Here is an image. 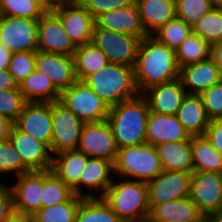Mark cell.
<instances>
[{"instance_id": "ab89813d", "label": "cell", "mask_w": 222, "mask_h": 222, "mask_svg": "<svg viewBox=\"0 0 222 222\" xmlns=\"http://www.w3.org/2000/svg\"><path fill=\"white\" fill-rule=\"evenodd\" d=\"M176 17L191 26L214 7L209 0H175Z\"/></svg>"}, {"instance_id": "4316f807", "label": "cell", "mask_w": 222, "mask_h": 222, "mask_svg": "<svg viewBox=\"0 0 222 222\" xmlns=\"http://www.w3.org/2000/svg\"><path fill=\"white\" fill-rule=\"evenodd\" d=\"M155 147L163 170L193 172L192 137L179 142L162 143Z\"/></svg>"}, {"instance_id": "6f0895ef", "label": "cell", "mask_w": 222, "mask_h": 222, "mask_svg": "<svg viewBox=\"0 0 222 222\" xmlns=\"http://www.w3.org/2000/svg\"><path fill=\"white\" fill-rule=\"evenodd\" d=\"M145 222H166V221H157V220L150 219L149 217H147V218L145 219Z\"/></svg>"}, {"instance_id": "7402d4cb", "label": "cell", "mask_w": 222, "mask_h": 222, "mask_svg": "<svg viewBox=\"0 0 222 222\" xmlns=\"http://www.w3.org/2000/svg\"><path fill=\"white\" fill-rule=\"evenodd\" d=\"M186 94L179 78L151 86L142 93L150 111L167 115L176 114Z\"/></svg>"}, {"instance_id": "816d5d0a", "label": "cell", "mask_w": 222, "mask_h": 222, "mask_svg": "<svg viewBox=\"0 0 222 222\" xmlns=\"http://www.w3.org/2000/svg\"><path fill=\"white\" fill-rule=\"evenodd\" d=\"M12 53L0 43V70L8 69Z\"/></svg>"}, {"instance_id": "7dc6e473", "label": "cell", "mask_w": 222, "mask_h": 222, "mask_svg": "<svg viewBox=\"0 0 222 222\" xmlns=\"http://www.w3.org/2000/svg\"><path fill=\"white\" fill-rule=\"evenodd\" d=\"M18 87V84L9 73L8 69L0 70V91L15 89Z\"/></svg>"}, {"instance_id": "9a60e30c", "label": "cell", "mask_w": 222, "mask_h": 222, "mask_svg": "<svg viewBox=\"0 0 222 222\" xmlns=\"http://www.w3.org/2000/svg\"><path fill=\"white\" fill-rule=\"evenodd\" d=\"M13 124L34 139L44 142L51 151L53 131L52 102H28Z\"/></svg>"}, {"instance_id": "ffe728a7", "label": "cell", "mask_w": 222, "mask_h": 222, "mask_svg": "<svg viewBox=\"0 0 222 222\" xmlns=\"http://www.w3.org/2000/svg\"><path fill=\"white\" fill-rule=\"evenodd\" d=\"M179 79L186 93L195 95H200L222 80L220 69L211 58L183 66Z\"/></svg>"}, {"instance_id": "f907efd6", "label": "cell", "mask_w": 222, "mask_h": 222, "mask_svg": "<svg viewBox=\"0 0 222 222\" xmlns=\"http://www.w3.org/2000/svg\"><path fill=\"white\" fill-rule=\"evenodd\" d=\"M5 222H34V217L32 214L19 212L13 209Z\"/></svg>"}, {"instance_id": "680465c9", "label": "cell", "mask_w": 222, "mask_h": 222, "mask_svg": "<svg viewBox=\"0 0 222 222\" xmlns=\"http://www.w3.org/2000/svg\"><path fill=\"white\" fill-rule=\"evenodd\" d=\"M123 222H145V220H138V221H123Z\"/></svg>"}, {"instance_id": "83f0119b", "label": "cell", "mask_w": 222, "mask_h": 222, "mask_svg": "<svg viewBox=\"0 0 222 222\" xmlns=\"http://www.w3.org/2000/svg\"><path fill=\"white\" fill-rule=\"evenodd\" d=\"M88 156L79 150H68L53 155V173L71 189L79 182L86 167Z\"/></svg>"}, {"instance_id": "d6986e66", "label": "cell", "mask_w": 222, "mask_h": 222, "mask_svg": "<svg viewBox=\"0 0 222 222\" xmlns=\"http://www.w3.org/2000/svg\"><path fill=\"white\" fill-rule=\"evenodd\" d=\"M52 11L60 18L65 31L76 46L92 42L95 19L83 5L55 6Z\"/></svg>"}, {"instance_id": "f1b7e54d", "label": "cell", "mask_w": 222, "mask_h": 222, "mask_svg": "<svg viewBox=\"0 0 222 222\" xmlns=\"http://www.w3.org/2000/svg\"><path fill=\"white\" fill-rule=\"evenodd\" d=\"M18 86L27 102L51 103L60 98V92L50 78L36 69Z\"/></svg>"}, {"instance_id": "f35d334b", "label": "cell", "mask_w": 222, "mask_h": 222, "mask_svg": "<svg viewBox=\"0 0 222 222\" xmlns=\"http://www.w3.org/2000/svg\"><path fill=\"white\" fill-rule=\"evenodd\" d=\"M29 171L12 142L9 139L0 141V179L4 175L15 178Z\"/></svg>"}, {"instance_id": "b9f144b4", "label": "cell", "mask_w": 222, "mask_h": 222, "mask_svg": "<svg viewBox=\"0 0 222 222\" xmlns=\"http://www.w3.org/2000/svg\"><path fill=\"white\" fill-rule=\"evenodd\" d=\"M28 102L20 92L19 86L15 89L0 91V115L14 122Z\"/></svg>"}, {"instance_id": "f6af8a7d", "label": "cell", "mask_w": 222, "mask_h": 222, "mask_svg": "<svg viewBox=\"0 0 222 222\" xmlns=\"http://www.w3.org/2000/svg\"><path fill=\"white\" fill-rule=\"evenodd\" d=\"M0 179V222H5L13 211V195L11 186Z\"/></svg>"}, {"instance_id": "11a10c76", "label": "cell", "mask_w": 222, "mask_h": 222, "mask_svg": "<svg viewBox=\"0 0 222 222\" xmlns=\"http://www.w3.org/2000/svg\"><path fill=\"white\" fill-rule=\"evenodd\" d=\"M41 3L47 10H52L55 7V0H37Z\"/></svg>"}, {"instance_id": "8d00e7d4", "label": "cell", "mask_w": 222, "mask_h": 222, "mask_svg": "<svg viewBox=\"0 0 222 222\" xmlns=\"http://www.w3.org/2000/svg\"><path fill=\"white\" fill-rule=\"evenodd\" d=\"M47 9L37 0H0V15L39 20Z\"/></svg>"}, {"instance_id": "60d3db41", "label": "cell", "mask_w": 222, "mask_h": 222, "mask_svg": "<svg viewBox=\"0 0 222 222\" xmlns=\"http://www.w3.org/2000/svg\"><path fill=\"white\" fill-rule=\"evenodd\" d=\"M35 59L36 51L12 53L8 71L18 85L34 71Z\"/></svg>"}, {"instance_id": "52a82bcc", "label": "cell", "mask_w": 222, "mask_h": 222, "mask_svg": "<svg viewBox=\"0 0 222 222\" xmlns=\"http://www.w3.org/2000/svg\"><path fill=\"white\" fill-rule=\"evenodd\" d=\"M140 41L136 36L99 28L96 24L92 35V42L103 51L109 63L130 67H134Z\"/></svg>"}, {"instance_id": "681fc988", "label": "cell", "mask_w": 222, "mask_h": 222, "mask_svg": "<svg viewBox=\"0 0 222 222\" xmlns=\"http://www.w3.org/2000/svg\"><path fill=\"white\" fill-rule=\"evenodd\" d=\"M210 58L219 67L222 78V42L211 45Z\"/></svg>"}, {"instance_id": "c3c4849f", "label": "cell", "mask_w": 222, "mask_h": 222, "mask_svg": "<svg viewBox=\"0 0 222 222\" xmlns=\"http://www.w3.org/2000/svg\"><path fill=\"white\" fill-rule=\"evenodd\" d=\"M12 126L13 122L9 118L0 115V141L9 139Z\"/></svg>"}, {"instance_id": "ba28073f", "label": "cell", "mask_w": 222, "mask_h": 222, "mask_svg": "<svg viewBox=\"0 0 222 222\" xmlns=\"http://www.w3.org/2000/svg\"><path fill=\"white\" fill-rule=\"evenodd\" d=\"M53 131L51 154L76 150L84 122L59 100L52 102Z\"/></svg>"}, {"instance_id": "6da1fadb", "label": "cell", "mask_w": 222, "mask_h": 222, "mask_svg": "<svg viewBox=\"0 0 222 222\" xmlns=\"http://www.w3.org/2000/svg\"><path fill=\"white\" fill-rule=\"evenodd\" d=\"M133 68L140 94L151 86L178 79L180 72L175 50L152 35L141 39Z\"/></svg>"}, {"instance_id": "277c9868", "label": "cell", "mask_w": 222, "mask_h": 222, "mask_svg": "<svg viewBox=\"0 0 222 222\" xmlns=\"http://www.w3.org/2000/svg\"><path fill=\"white\" fill-rule=\"evenodd\" d=\"M109 107L137 97L134 68L109 63L83 80Z\"/></svg>"}, {"instance_id": "e0dca14e", "label": "cell", "mask_w": 222, "mask_h": 222, "mask_svg": "<svg viewBox=\"0 0 222 222\" xmlns=\"http://www.w3.org/2000/svg\"><path fill=\"white\" fill-rule=\"evenodd\" d=\"M9 140L30 171L50 170L52 168L53 156L50 148L44 142L22 132L14 124L10 131Z\"/></svg>"}, {"instance_id": "db71d44e", "label": "cell", "mask_w": 222, "mask_h": 222, "mask_svg": "<svg viewBox=\"0 0 222 222\" xmlns=\"http://www.w3.org/2000/svg\"><path fill=\"white\" fill-rule=\"evenodd\" d=\"M206 222H222V209L211 214Z\"/></svg>"}, {"instance_id": "4fadbf2b", "label": "cell", "mask_w": 222, "mask_h": 222, "mask_svg": "<svg viewBox=\"0 0 222 222\" xmlns=\"http://www.w3.org/2000/svg\"><path fill=\"white\" fill-rule=\"evenodd\" d=\"M192 172L163 170L147 184L149 209L154 205L190 195Z\"/></svg>"}, {"instance_id": "9c48e42d", "label": "cell", "mask_w": 222, "mask_h": 222, "mask_svg": "<svg viewBox=\"0 0 222 222\" xmlns=\"http://www.w3.org/2000/svg\"><path fill=\"white\" fill-rule=\"evenodd\" d=\"M189 197L206 219L222 209V173L193 171Z\"/></svg>"}, {"instance_id": "f5cc1de1", "label": "cell", "mask_w": 222, "mask_h": 222, "mask_svg": "<svg viewBox=\"0 0 222 222\" xmlns=\"http://www.w3.org/2000/svg\"><path fill=\"white\" fill-rule=\"evenodd\" d=\"M85 0H55V6L61 5H82Z\"/></svg>"}, {"instance_id": "44dd1931", "label": "cell", "mask_w": 222, "mask_h": 222, "mask_svg": "<svg viewBox=\"0 0 222 222\" xmlns=\"http://www.w3.org/2000/svg\"><path fill=\"white\" fill-rule=\"evenodd\" d=\"M95 24L99 28L129 34L139 39L148 36L135 1L128 6L103 13L95 20Z\"/></svg>"}, {"instance_id": "d6a6232c", "label": "cell", "mask_w": 222, "mask_h": 222, "mask_svg": "<svg viewBox=\"0 0 222 222\" xmlns=\"http://www.w3.org/2000/svg\"><path fill=\"white\" fill-rule=\"evenodd\" d=\"M179 68L210 58L211 45L200 36L191 33L179 47L175 49Z\"/></svg>"}, {"instance_id": "4dcf8cb0", "label": "cell", "mask_w": 222, "mask_h": 222, "mask_svg": "<svg viewBox=\"0 0 222 222\" xmlns=\"http://www.w3.org/2000/svg\"><path fill=\"white\" fill-rule=\"evenodd\" d=\"M193 171L222 173V155L204 136H192Z\"/></svg>"}, {"instance_id": "7bdbcfd3", "label": "cell", "mask_w": 222, "mask_h": 222, "mask_svg": "<svg viewBox=\"0 0 222 222\" xmlns=\"http://www.w3.org/2000/svg\"><path fill=\"white\" fill-rule=\"evenodd\" d=\"M207 117L222 118V80L200 94Z\"/></svg>"}, {"instance_id": "1f68e13d", "label": "cell", "mask_w": 222, "mask_h": 222, "mask_svg": "<svg viewBox=\"0 0 222 222\" xmlns=\"http://www.w3.org/2000/svg\"><path fill=\"white\" fill-rule=\"evenodd\" d=\"M75 222H123L102 197L82 198Z\"/></svg>"}, {"instance_id": "8992f818", "label": "cell", "mask_w": 222, "mask_h": 222, "mask_svg": "<svg viewBox=\"0 0 222 222\" xmlns=\"http://www.w3.org/2000/svg\"><path fill=\"white\" fill-rule=\"evenodd\" d=\"M59 101L84 123L105 121L110 111V107L79 80L60 93Z\"/></svg>"}, {"instance_id": "2e32d148", "label": "cell", "mask_w": 222, "mask_h": 222, "mask_svg": "<svg viewBox=\"0 0 222 222\" xmlns=\"http://www.w3.org/2000/svg\"><path fill=\"white\" fill-rule=\"evenodd\" d=\"M15 179V182H9L13 195V209L34 215L41 208L43 170L29 171Z\"/></svg>"}, {"instance_id": "30bf717a", "label": "cell", "mask_w": 222, "mask_h": 222, "mask_svg": "<svg viewBox=\"0 0 222 222\" xmlns=\"http://www.w3.org/2000/svg\"><path fill=\"white\" fill-rule=\"evenodd\" d=\"M38 20L0 15V43L11 53L37 51Z\"/></svg>"}, {"instance_id": "9f6ffc18", "label": "cell", "mask_w": 222, "mask_h": 222, "mask_svg": "<svg viewBox=\"0 0 222 222\" xmlns=\"http://www.w3.org/2000/svg\"><path fill=\"white\" fill-rule=\"evenodd\" d=\"M214 8H222V0H209Z\"/></svg>"}, {"instance_id": "7a4b0ae2", "label": "cell", "mask_w": 222, "mask_h": 222, "mask_svg": "<svg viewBox=\"0 0 222 222\" xmlns=\"http://www.w3.org/2000/svg\"><path fill=\"white\" fill-rule=\"evenodd\" d=\"M149 113L148 101L142 94L110 107L106 120L111 127L117 148L146 143V124Z\"/></svg>"}, {"instance_id": "74e56055", "label": "cell", "mask_w": 222, "mask_h": 222, "mask_svg": "<svg viewBox=\"0 0 222 222\" xmlns=\"http://www.w3.org/2000/svg\"><path fill=\"white\" fill-rule=\"evenodd\" d=\"M192 33L191 26L178 17L168 21L152 36L169 48L176 49Z\"/></svg>"}, {"instance_id": "f546056e", "label": "cell", "mask_w": 222, "mask_h": 222, "mask_svg": "<svg viewBox=\"0 0 222 222\" xmlns=\"http://www.w3.org/2000/svg\"><path fill=\"white\" fill-rule=\"evenodd\" d=\"M73 59L75 76L79 81H83L109 64L106 55L93 42L77 46Z\"/></svg>"}, {"instance_id": "7c38bea8", "label": "cell", "mask_w": 222, "mask_h": 222, "mask_svg": "<svg viewBox=\"0 0 222 222\" xmlns=\"http://www.w3.org/2000/svg\"><path fill=\"white\" fill-rule=\"evenodd\" d=\"M76 49L60 18L47 10L38 20L37 50L73 57Z\"/></svg>"}, {"instance_id": "836d02e7", "label": "cell", "mask_w": 222, "mask_h": 222, "mask_svg": "<svg viewBox=\"0 0 222 222\" xmlns=\"http://www.w3.org/2000/svg\"><path fill=\"white\" fill-rule=\"evenodd\" d=\"M83 197L73 194L67 201L41 207L34 215V222H75L78 205Z\"/></svg>"}, {"instance_id": "8fae6325", "label": "cell", "mask_w": 222, "mask_h": 222, "mask_svg": "<svg viewBox=\"0 0 222 222\" xmlns=\"http://www.w3.org/2000/svg\"><path fill=\"white\" fill-rule=\"evenodd\" d=\"M77 150L90 158H102L114 164L118 148L108 121L85 123Z\"/></svg>"}, {"instance_id": "484cf974", "label": "cell", "mask_w": 222, "mask_h": 222, "mask_svg": "<svg viewBox=\"0 0 222 222\" xmlns=\"http://www.w3.org/2000/svg\"><path fill=\"white\" fill-rule=\"evenodd\" d=\"M175 115L190 137L204 135L210 122L200 95L186 94Z\"/></svg>"}, {"instance_id": "ee69618b", "label": "cell", "mask_w": 222, "mask_h": 222, "mask_svg": "<svg viewBox=\"0 0 222 222\" xmlns=\"http://www.w3.org/2000/svg\"><path fill=\"white\" fill-rule=\"evenodd\" d=\"M134 0H85L82 4L96 20L103 13L130 5Z\"/></svg>"}, {"instance_id": "e575fe53", "label": "cell", "mask_w": 222, "mask_h": 222, "mask_svg": "<svg viewBox=\"0 0 222 222\" xmlns=\"http://www.w3.org/2000/svg\"><path fill=\"white\" fill-rule=\"evenodd\" d=\"M192 33L210 45L222 42V8H213L192 25Z\"/></svg>"}, {"instance_id": "ac0fdd59", "label": "cell", "mask_w": 222, "mask_h": 222, "mask_svg": "<svg viewBox=\"0 0 222 222\" xmlns=\"http://www.w3.org/2000/svg\"><path fill=\"white\" fill-rule=\"evenodd\" d=\"M35 69L50 78L53 86L60 93L77 81L74 59L67 55L37 50Z\"/></svg>"}, {"instance_id": "bcb514c9", "label": "cell", "mask_w": 222, "mask_h": 222, "mask_svg": "<svg viewBox=\"0 0 222 222\" xmlns=\"http://www.w3.org/2000/svg\"><path fill=\"white\" fill-rule=\"evenodd\" d=\"M204 136L210 141L211 145L222 155V118L210 120Z\"/></svg>"}, {"instance_id": "5b68a950", "label": "cell", "mask_w": 222, "mask_h": 222, "mask_svg": "<svg viewBox=\"0 0 222 222\" xmlns=\"http://www.w3.org/2000/svg\"><path fill=\"white\" fill-rule=\"evenodd\" d=\"M114 176L148 183L163 171L154 145L118 148L114 162Z\"/></svg>"}, {"instance_id": "cb8c5ba5", "label": "cell", "mask_w": 222, "mask_h": 222, "mask_svg": "<svg viewBox=\"0 0 222 222\" xmlns=\"http://www.w3.org/2000/svg\"><path fill=\"white\" fill-rule=\"evenodd\" d=\"M148 217L166 222H206L207 220L189 196L154 205Z\"/></svg>"}, {"instance_id": "3957f363", "label": "cell", "mask_w": 222, "mask_h": 222, "mask_svg": "<svg viewBox=\"0 0 222 222\" xmlns=\"http://www.w3.org/2000/svg\"><path fill=\"white\" fill-rule=\"evenodd\" d=\"M102 198L122 221L145 220L149 216L145 182L114 176Z\"/></svg>"}, {"instance_id": "5bb4252c", "label": "cell", "mask_w": 222, "mask_h": 222, "mask_svg": "<svg viewBox=\"0 0 222 222\" xmlns=\"http://www.w3.org/2000/svg\"><path fill=\"white\" fill-rule=\"evenodd\" d=\"M114 178V165L102 158H88L79 182L72 188L83 198L102 197Z\"/></svg>"}, {"instance_id": "603a6c76", "label": "cell", "mask_w": 222, "mask_h": 222, "mask_svg": "<svg viewBox=\"0 0 222 222\" xmlns=\"http://www.w3.org/2000/svg\"><path fill=\"white\" fill-rule=\"evenodd\" d=\"M189 134L176 115L150 111L146 124V143L159 145L166 142L188 140Z\"/></svg>"}, {"instance_id": "d4e9b609", "label": "cell", "mask_w": 222, "mask_h": 222, "mask_svg": "<svg viewBox=\"0 0 222 222\" xmlns=\"http://www.w3.org/2000/svg\"><path fill=\"white\" fill-rule=\"evenodd\" d=\"M147 35H153L176 17L175 0H134Z\"/></svg>"}, {"instance_id": "d590c367", "label": "cell", "mask_w": 222, "mask_h": 222, "mask_svg": "<svg viewBox=\"0 0 222 222\" xmlns=\"http://www.w3.org/2000/svg\"><path fill=\"white\" fill-rule=\"evenodd\" d=\"M73 194L72 189L59 179L51 169L43 170L41 207H49L67 201Z\"/></svg>"}]
</instances>
